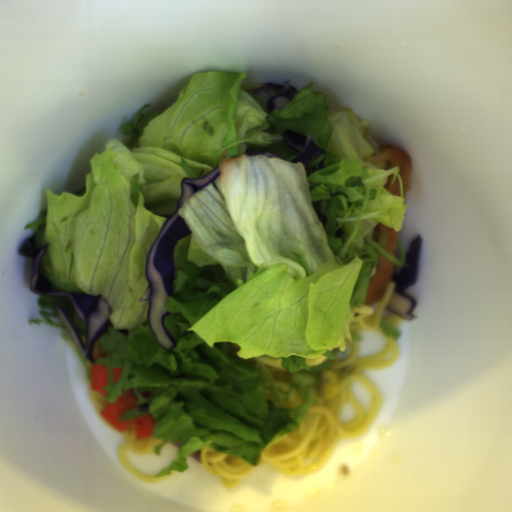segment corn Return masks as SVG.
Returning <instances> with one entry per match:
<instances>
[{
	"label": "corn",
	"mask_w": 512,
	"mask_h": 512,
	"mask_svg": "<svg viewBox=\"0 0 512 512\" xmlns=\"http://www.w3.org/2000/svg\"><path fill=\"white\" fill-rule=\"evenodd\" d=\"M340 390L338 374L333 370H323L320 374L318 392L321 398H332Z\"/></svg>",
	"instance_id": "corn-1"
}]
</instances>
